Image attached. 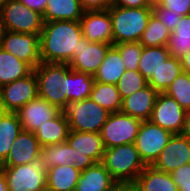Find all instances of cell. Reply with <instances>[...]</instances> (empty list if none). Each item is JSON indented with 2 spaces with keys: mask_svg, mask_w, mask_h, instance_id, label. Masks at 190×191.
<instances>
[{
  "mask_svg": "<svg viewBox=\"0 0 190 191\" xmlns=\"http://www.w3.org/2000/svg\"><path fill=\"white\" fill-rule=\"evenodd\" d=\"M82 37L79 21L44 22L39 35L41 61L69 64L78 52Z\"/></svg>",
  "mask_w": 190,
  "mask_h": 191,
  "instance_id": "6da1fadb",
  "label": "cell"
},
{
  "mask_svg": "<svg viewBox=\"0 0 190 191\" xmlns=\"http://www.w3.org/2000/svg\"><path fill=\"white\" fill-rule=\"evenodd\" d=\"M33 70L38 82V96L59 110L65 111L69 105L66 93L70 65L41 62Z\"/></svg>",
  "mask_w": 190,
  "mask_h": 191,
  "instance_id": "7a4b0ae2",
  "label": "cell"
},
{
  "mask_svg": "<svg viewBox=\"0 0 190 191\" xmlns=\"http://www.w3.org/2000/svg\"><path fill=\"white\" fill-rule=\"evenodd\" d=\"M101 163L117 183H134L147 166L135 143L105 148Z\"/></svg>",
  "mask_w": 190,
  "mask_h": 191,
  "instance_id": "3957f363",
  "label": "cell"
},
{
  "mask_svg": "<svg viewBox=\"0 0 190 191\" xmlns=\"http://www.w3.org/2000/svg\"><path fill=\"white\" fill-rule=\"evenodd\" d=\"M108 11L112 21L113 45L139 42L152 14V8L112 6Z\"/></svg>",
  "mask_w": 190,
  "mask_h": 191,
  "instance_id": "277c9868",
  "label": "cell"
},
{
  "mask_svg": "<svg viewBox=\"0 0 190 191\" xmlns=\"http://www.w3.org/2000/svg\"><path fill=\"white\" fill-rule=\"evenodd\" d=\"M69 130L100 133L110 113L90 98L68 105L65 110Z\"/></svg>",
  "mask_w": 190,
  "mask_h": 191,
  "instance_id": "5b68a950",
  "label": "cell"
},
{
  "mask_svg": "<svg viewBox=\"0 0 190 191\" xmlns=\"http://www.w3.org/2000/svg\"><path fill=\"white\" fill-rule=\"evenodd\" d=\"M7 31L40 35L43 28V16L27 8L19 0H8L0 11Z\"/></svg>",
  "mask_w": 190,
  "mask_h": 191,
  "instance_id": "8992f818",
  "label": "cell"
},
{
  "mask_svg": "<svg viewBox=\"0 0 190 191\" xmlns=\"http://www.w3.org/2000/svg\"><path fill=\"white\" fill-rule=\"evenodd\" d=\"M141 122L121 112L110 113L100 132L104 148L135 143Z\"/></svg>",
  "mask_w": 190,
  "mask_h": 191,
  "instance_id": "52a82bcc",
  "label": "cell"
},
{
  "mask_svg": "<svg viewBox=\"0 0 190 191\" xmlns=\"http://www.w3.org/2000/svg\"><path fill=\"white\" fill-rule=\"evenodd\" d=\"M66 141L76 149L74 166L79 171L102 162L105 148L100 133L70 130Z\"/></svg>",
  "mask_w": 190,
  "mask_h": 191,
  "instance_id": "ba28073f",
  "label": "cell"
},
{
  "mask_svg": "<svg viewBox=\"0 0 190 191\" xmlns=\"http://www.w3.org/2000/svg\"><path fill=\"white\" fill-rule=\"evenodd\" d=\"M0 168L6 176L9 191H37L46 186V169L41 159L14 167Z\"/></svg>",
  "mask_w": 190,
  "mask_h": 191,
  "instance_id": "9c48e42d",
  "label": "cell"
},
{
  "mask_svg": "<svg viewBox=\"0 0 190 191\" xmlns=\"http://www.w3.org/2000/svg\"><path fill=\"white\" fill-rule=\"evenodd\" d=\"M172 133L150 120L142 121L135 140V146L146 165H152L168 144Z\"/></svg>",
  "mask_w": 190,
  "mask_h": 191,
  "instance_id": "30bf717a",
  "label": "cell"
},
{
  "mask_svg": "<svg viewBox=\"0 0 190 191\" xmlns=\"http://www.w3.org/2000/svg\"><path fill=\"white\" fill-rule=\"evenodd\" d=\"M37 97L38 82L34 70L25 77L0 88V105L5 112H17Z\"/></svg>",
  "mask_w": 190,
  "mask_h": 191,
  "instance_id": "8fae6325",
  "label": "cell"
},
{
  "mask_svg": "<svg viewBox=\"0 0 190 191\" xmlns=\"http://www.w3.org/2000/svg\"><path fill=\"white\" fill-rule=\"evenodd\" d=\"M186 112L176 100L164 92L157 94L150 121L174 134H181Z\"/></svg>",
  "mask_w": 190,
  "mask_h": 191,
  "instance_id": "7c38bea8",
  "label": "cell"
},
{
  "mask_svg": "<svg viewBox=\"0 0 190 191\" xmlns=\"http://www.w3.org/2000/svg\"><path fill=\"white\" fill-rule=\"evenodd\" d=\"M1 48L27 63L32 69L38 67L42 62L39 35L37 34L7 31Z\"/></svg>",
  "mask_w": 190,
  "mask_h": 191,
  "instance_id": "4fadbf2b",
  "label": "cell"
},
{
  "mask_svg": "<svg viewBox=\"0 0 190 191\" xmlns=\"http://www.w3.org/2000/svg\"><path fill=\"white\" fill-rule=\"evenodd\" d=\"M189 160L190 139L182 134H174L152 166L157 170L171 173L173 170L189 164Z\"/></svg>",
  "mask_w": 190,
  "mask_h": 191,
  "instance_id": "5bb4252c",
  "label": "cell"
},
{
  "mask_svg": "<svg viewBox=\"0 0 190 191\" xmlns=\"http://www.w3.org/2000/svg\"><path fill=\"white\" fill-rule=\"evenodd\" d=\"M79 22L82 36L88 41L113 45L112 21L108 9L84 11Z\"/></svg>",
  "mask_w": 190,
  "mask_h": 191,
  "instance_id": "9a60e30c",
  "label": "cell"
},
{
  "mask_svg": "<svg viewBox=\"0 0 190 191\" xmlns=\"http://www.w3.org/2000/svg\"><path fill=\"white\" fill-rule=\"evenodd\" d=\"M111 46L107 43H93L82 37L78 52L74 53L69 63L70 68L94 76Z\"/></svg>",
  "mask_w": 190,
  "mask_h": 191,
  "instance_id": "2e32d148",
  "label": "cell"
},
{
  "mask_svg": "<svg viewBox=\"0 0 190 191\" xmlns=\"http://www.w3.org/2000/svg\"><path fill=\"white\" fill-rule=\"evenodd\" d=\"M41 148L34 132L21 130L0 167H14L40 160Z\"/></svg>",
  "mask_w": 190,
  "mask_h": 191,
  "instance_id": "e0dca14e",
  "label": "cell"
},
{
  "mask_svg": "<svg viewBox=\"0 0 190 191\" xmlns=\"http://www.w3.org/2000/svg\"><path fill=\"white\" fill-rule=\"evenodd\" d=\"M60 112L61 110L56 106L49 104L45 99L38 96L19 109L16 114L21 122L22 130L35 132Z\"/></svg>",
  "mask_w": 190,
  "mask_h": 191,
  "instance_id": "ac0fdd59",
  "label": "cell"
},
{
  "mask_svg": "<svg viewBox=\"0 0 190 191\" xmlns=\"http://www.w3.org/2000/svg\"><path fill=\"white\" fill-rule=\"evenodd\" d=\"M158 92L150 85L122 100L121 113L141 121L149 120Z\"/></svg>",
  "mask_w": 190,
  "mask_h": 191,
  "instance_id": "d6986e66",
  "label": "cell"
},
{
  "mask_svg": "<svg viewBox=\"0 0 190 191\" xmlns=\"http://www.w3.org/2000/svg\"><path fill=\"white\" fill-rule=\"evenodd\" d=\"M117 182L102 163L81 171L74 191H112Z\"/></svg>",
  "mask_w": 190,
  "mask_h": 191,
  "instance_id": "ffe728a7",
  "label": "cell"
},
{
  "mask_svg": "<svg viewBox=\"0 0 190 191\" xmlns=\"http://www.w3.org/2000/svg\"><path fill=\"white\" fill-rule=\"evenodd\" d=\"M137 191H179L170 173L147 165L134 182Z\"/></svg>",
  "mask_w": 190,
  "mask_h": 191,
  "instance_id": "44dd1931",
  "label": "cell"
},
{
  "mask_svg": "<svg viewBox=\"0 0 190 191\" xmlns=\"http://www.w3.org/2000/svg\"><path fill=\"white\" fill-rule=\"evenodd\" d=\"M69 131L66 113L61 111L56 117L40 126L34 133L41 147H44L66 142Z\"/></svg>",
  "mask_w": 190,
  "mask_h": 191,
  "instance_id": "7402d4cb",
  "label": "cell"
},
{
  "mask_svg": "<svg viewBox=\"0 0 190 191\" xmlns=\"http://www.w3.org/2000/svg\"><path fill=\"white\" fill-rule=\"evenodd\" d=\"M84 9L79 0H48L43 21H80Z\"/></svg>",
  "mask_w": 190,
  "mask_h": 191,
  "instance_id": "603a6c76",
  "label": "cell"
},
{
  "mask_svg": "<svg viewBox=\"0 0 190 191\" xmlns=\"http://www.w3.org/2000/svg\"><path fill=\"white\" fill-rule=\"evenodd\" d=\"M81 171L74 165L54 166L46 169V186L51 191H74Z\"/></svg>",
  "mask_w": 190,
  "mask_h": 191,
  "instance_id": "cb8c5ba5",
  "label": "cell"
},
{
  "mask_svg": "<svg viewBox=\"0 0 190 191\" xmlns=\"http://www.w3.org/2000/svg\"><path fill=\"white\" fill-rule=\"evenodd\" d=\"M125 71L124 61L119 51L112 45L93 77L96 82L117 85Z\"/></svg>",
  "mask_w": 190,
  "mask_h": 191,
  "instance_id": "d4e9b609",
  "label": "cell"
},
{
  "mask_svg": "<svg viewBox=\"0 0 190 191\" xmlns=\"http://www.w3.org/2000/svg\"><path fill=\"white\" fill-rule=\"evenodd\" d=\"M76 158V149L72 148L67 141L41 148V161L45 169L58 165H74Z\"/></svg>",
  "mask_w": 190,
  "mask_h": 191,
  "instance_id": "484cf974",
  "label": "cell"
},
{
  "mask_svg": "<svg viewBox=\"0 0 190 191\" xmlns=\"http://www.w3.org/2000/svg\"><path fill=\"white\" fill-rule=\"evenodd\" d=\"M22 126L16 112H4L0 117V165L8 157Z\"/></svg>",
  "mask_w": 190,
  "mask_h": 191,
  "instance_id": "4316f807",
  "label": "cell"
},
{
  "mask_svg": "<svg viewBox=\"0 0 190 191\" xmlns=\"http://www.w3.org/2000/svg\"><path fill=\"white\" fill-rule=\"evenodd\" d=\"M33 69L0 47V88L28 75Z\"/></svg>",
  "mask_w": 190,
  "mask_h": 191,
  "instance_id": "83f0119b",
  "label": "cell"
},
{
  "mask_svg": "<svg viewBox=\"0 0 190 191\" xmlns=\"http://www.w3.org/2000/svg\"><path fill=\"white\" fill-rule=\"evenodd\" d=\"M166 48L171 56L179 59L190 51V15L181 16L170 33Z\"/></svg>",
  "mask_w": 190,
  "mask_h": 191,
  "instance_id": "f1b7e54d",
  "label": "cell"
},
{
  "mask_svg": "<svg viewBox=\"0 0 190 191\" xmlns=\"http://www.w3.org/2000/svg\"><path fill=\"white\" fill-rule=\"evenodd\" d=\"M90 99L105 108L109 113H117L121 110L122 99L117 85L94 81Z\"/></svg>",
  "mask_w": 190,
  "mask_h": 191,
  "instance_id": "f546056e",
  "label": "cell"
},
{
  "mask_svg": "<svg viewBox=\"0 0 190 191\" xmlns=\"http://www.w3.org/2000/svg\"><path fill=\"white\" fill-rule=\"evenodd\" d=\"M181 73L180 59L170 56L157 72L147 80V83L158 93L165 92Z\"/></svg>",
  "mask_w": 190,
  "mask_h": 191,
  "instance_id": "4dcf8cb0",
  "label": "cell"
},
{
  "mask_svg": "<svg viewBox=\"0 0 190 191\" xmlns=\"http://www.w3.org/2000/svg\"><path fill=\"white\" fill-rule=\"evenodd\" d=\"M170 56L165 46L143 47L138 64V71L148 80Z\"/></svg>",
  "mask_w": 190,
  "mask_h": 191,
  "instance_id": "1f68e13d",
  "label": "cell"
},
{
  "mask_svg": "<svg viewBox=\"0 0 190 191\" xmlns=\"http://www.w3.org/2000/svg\"><path fill=\"white\" fill-rule=\"evenodd\" d=\"M94 81L92 75L71 69L68 74V91L66 93L69 104L90 98Z\"/></svg>",
  "mask_w": 190,
  "mask_h": 191,
  "instance_id": "d6a6232c",
  "label": "cell"
},
{
  "mask_svg": "<svg viewBox=\"0 0 190 191\" xmlns=\"http://www.w3.org/2000/svg\"><path fill=\"white\" fill-rule=\"evenodd\" d=\"M169 36L170 32L167 27L152 13L139 42L142 47H166Z\"/></svg>",
  "mask_w": 190,
  "mask_h": 191,
  "instance_id": "836d02e7",
  "label": "cell"
},
{
  "mask_svg": "<svg viewBox=\"0 0 190 191\" xmlns=\"http://www.w3.org/2000/svg\"><path fill=\"white\" fill-rule=\"evenodd\" d=\"M186 111L190 107V75L182 72L164 92Z\"/></svg>",
  "mask_w": 190,
  "mask_h": 191,
  "instance_id": "e575fe53",
  "label": "cell"
},
{
  "mask_svg": "<svg viewBox=\"0 0 190 191\" xmlns=\"http://www.w3.org/2000/svg\"><path fill=\"white\" fill-rule=\"evenodd\" d=\"M147 80L140 74L139 71L126 70L117 83L118 92L121 99H125L133 95L147 85Z\"/></svg>",
  "mask_w": 190,
  "mask_h": 191,
  "instance_id": "d590c367",
  "label": "cell"
},
{
  "mask_svg": "<svg viewBox=\"0 0 190 191\" xmlns=\"http://www.w3.org/2000/svg\"><path fill=\"white\" fill-rule=\"evenodd\" d=\"M120 53L126 70L138 71L143 47L140 42H123L113 45Z\"/></svg>",
  "mask_w": 190,
  "mask_h": 191,
  "instance_id": "8d00e7d4",
  "label": "cell"
},
{
  "mask_svg": "<svg viewBox=\"0 0 190 191\" xmlns=\"http://www.w3.org/2000/svg\"><path fill=\"white\" fill-rule=\"evenodd\" d=\"M152 13L156 18L162 22L163 25L167 27L169 32H173L179 22L181 16L177 15L172 10L165 8L159 4L152 6Z\"/></svg>",
  "mask_w": 190,
  "mask_h": 191,
  "instance_id": "74e56055",
  "label": "cell"
},
{
  "mask_svg": "<svg viewBox=\"0 0 190 191\" xmlns=\"http://www.w3.org/2000/svg\"><path fill=\"white\" fill-rule=\"evenodd\" d=\"M170 174L179 191H190V163L173 170Z\"/></svg>",
  "mask_w": 190,
  "mask_h": 191,
  "instance_id": "f35d334b",
  "label": "cell"
},
{
  "mask_svg": "<svg viewBox=\"0 0 190 191\" xmlns=\"http://www.w3.org/2000/svg\"><path fill=\"white\" fill-rule=\"evenodd\" d=\"M159 5L172 10L179 16L190 15V0H160Z\"/></svg>",
  "mask_w": 190,
  "mask_h": 191,
  "instance_id": "ab89813d",
  "label": "cell"
},
{
  "mask_svg": "<svg viewBox=\"0 0 190 191\" xmlns=\"http://www.w3.org/2000/svg\"><path fill=\"white\" fill-rule=\"evenodd\" d=\"M84 11L106 10L113 6L114 0H79Z\"/></svg>",
  "mask_w": 190,
  "mask_h": 191,
  "instance_id": "60d3db41",
  "label": "cell"
},
{
  "mask_svg": "<svg viewBox=\"0 0 190 191\" xmlns=\"http://www.w3.org/2000/svg\"><path fill=\"white\" fill-rule=\"evenodd\" d=\"M113 6L126 8H152L147 0H114Z\"/></svg>",
  "mask_w": 190,
  "mask_h": 191,
  "instance_id": "b9f144b4",
  "label": "cell"
},
{
  "mask_svg": "<svg viewBox=\"0 0 190 191\" xmlns=\"http://www.w3.org/2000/svg\"><path fill=\"white\" fill-rule=\"evenodd\" d=\"M19 1L27 8L35 10L39 12L41 15H43L47 7L48 0H19Z\"/></svg>",
  "mask_w": 190,
  "mask_h": 191,
  "instance_id": "7bdbcfd3",
  "label": "cell"
},
{
  "mask_svg": "<svg viewBox=\"0 0 190 191\" xmlns=\"http://www.w3.org/2000/svg\"><path fill=\"white\" fill-rule=\"evenodd\" d=\"M112 191H137L134 183H117Z\"/></svg>",
  "mask_w": 190,
  "mask_h": 191,
  "instance_id": "ee69618b",
  "label": "cell"
},
{
  "mask_svg": "<svg viewBox=\"0 0 190 191\" xmlns=\"http://www.w3.org/2000/svg\"><path fill=\"white\" fill-rule=\"evenodd\" d=\"M182 72L190 75V51L180 58Z\"/></svg>",
  "mask_w": 190,
  "mask_h": 191,
  "instance_id": "f6af8a7d",
  "label": "cell"
},
{
  "mask_svg": "<svg viewBox=\"0 0 190 191\" xmlns=\"http://www.w3.org/2000/svg\"><path fill=\"white\" fill-rule=\"evenodd\" d=\"M185 112L184 128L181 134L190 139V107Z\"/></svg>",
  "mask_w": 190,
  "mask_h": 191,
  "instance_id": "bcb514c9",
  "label": "cell"
},
{
  "mask_svg": "<svg viewBox=\"0 0 190 191\" xmlns=\"http://www.w3.org/2000/svg\"><path fill=\"white\" fill-rule=\"evenodd\" d=\"M0 191H9L6 176L1 168H0Z\"/></svg>",
  "mask_w": 190,
  "mask_h": 191,
  "instance_id": "7dc6e473",
  "label": "cell"
},
{
  "mask_svg": "<svg viewBox=\"0 0 190 191\" xmlns=\"http://www.w3.org/2000/svg\"><path fill=\"white\" fill-rule=\"evenodd\" d=\"M6 32H7L6 26L3 23V20L0 15V47L2 46V42H3Z\"/></svg>",
  "mask_w": 190,
  "mask_h": 191,
  "instance_id": "c3c4849f",
  "label": "cell"
},
{
  "mask_svg": "<svg viewBox=\"0 0 190 191\" xmlns=\"http://www.w3.org/2000/svg\"><path fill=\"white\" fill-rule=\"evenodd\" d=\"M147 2L149 3L150 6L159 4L160 0H147Z\"/></svg>",
  "mask_w": 190,
  "mask_h": 191,
  "instance_id": "681fc988",
  "label": "cell"
},
{
  "mask_svg": "<svg viewBox=\"0 0 190 191\" xmlns=\"http://www.w3.org/2000/svg\"><path fill=\"white\" fill-rule=\"evenodd\" d=\"M7 2L8 0H0V11L6 5Z\"/></svg>",
  "mask_w": 190,
  "mask_h": 191,
  "instance_id": "f907efd6",
  "label": "cell"
},
{
  "mask_svg": "<svg viewBox=\"0 0 190 191\" xmlns=\"http://www.w3.org/2000/svg\"><path fill=\"white\" fill-rule=\"evenodd\" d=\"M37 191H51V190L47 186H44Z\"/></svg>",
  "mask_w": 190,
  "mask_h": 191,
  "instance_id": "816d5d0a",
  "label": "cell"
},
{
  "mask_svg": "<svg viewBox=\"0 0 190 191\" xmlns=\"http://www.w3.org/2000/svg\"><path fill=\"white\" fill-rule=\"evenodd\" d=\"M5 112V110L3 109V107L0 105V117L2 116V114Z\"/></svg>",
  "mask_w": 190,
  "mask_h": 191,
  "instance_id": "f5cc1de1",
  "label": "cell"
}]
</instances>
